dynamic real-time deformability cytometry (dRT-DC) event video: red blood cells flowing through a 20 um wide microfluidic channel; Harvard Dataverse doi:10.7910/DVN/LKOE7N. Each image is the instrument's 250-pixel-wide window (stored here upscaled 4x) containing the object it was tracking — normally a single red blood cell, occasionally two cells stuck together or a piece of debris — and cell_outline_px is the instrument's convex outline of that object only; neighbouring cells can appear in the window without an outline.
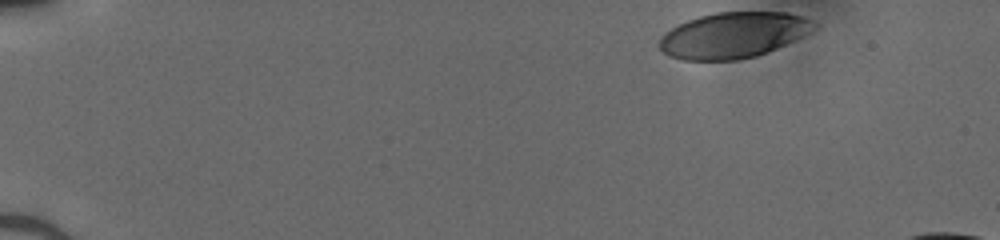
{"species": "human", "species_latin": "Homo sapiens", "temperature_condition": "cold", "stored_images_in_passage": 16, "camera_frame_rate_fps": 3000, "um_per_image_px": 0.085, "donor": {"sex": "male"}, "frame": {"image": 1, "passage_image": 1, "time_ms": 0.0, "image_size_px": [1000, 240], "cell_outline_px": [[816, 28], [812, 32], [776, 48], [756, 56], [740, 60], [684, 60], [668, 56], [656, 44], [660, 36], [664, 32], [688, 20], [700, 16], [716, 12], [788, 12], [800, 16], [816, 24]], "centroid_in_image_um": [62.29, 2.99], "position_along_channel_um": 22.7, "area_um2": 41.21}}
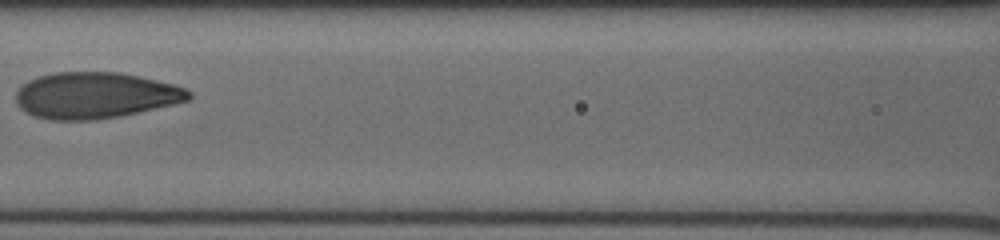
{"frame": {"image": 2, "passage_image": 12, "time_ms": 3.667, "image_size_px": [1000, 240], "cell_outline_px": [[192, 96], [188, 100], [172, 104], [120, 116], [96, 120], [48, 120], [32, 116], [20, 108], [16, 104], [16, 92], [28, 80], [36, 76], [52, 72], [120, 72], [156, 80], [172, 84], [184, 88], [192, 92]], "centroid_in_image_um": [8.04, 8.11], "position_along_channel_um": 158.6, "area_um2": 46.64}}
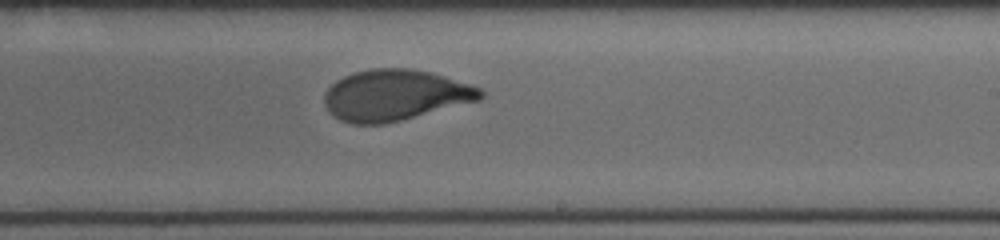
{"frame": {"image": 3, "passage_image": 16, "time_ms": 5.0, "image_size_px": [1000, 240], "cell_outline_px": [[484, 96], [480, 100], [384, 124], [352, 124], [340, 120], [328, 112], [324, 104], [324, 92], [336, 80], [352, 72], [372, 68], [412, 68], [432, 72], [472, 84], [480, 88], [484, 92]], "centroid_in_image_um": [33.57, 8.08], "position_along_channel_um": 255.4, "area_um2": 46.7}}